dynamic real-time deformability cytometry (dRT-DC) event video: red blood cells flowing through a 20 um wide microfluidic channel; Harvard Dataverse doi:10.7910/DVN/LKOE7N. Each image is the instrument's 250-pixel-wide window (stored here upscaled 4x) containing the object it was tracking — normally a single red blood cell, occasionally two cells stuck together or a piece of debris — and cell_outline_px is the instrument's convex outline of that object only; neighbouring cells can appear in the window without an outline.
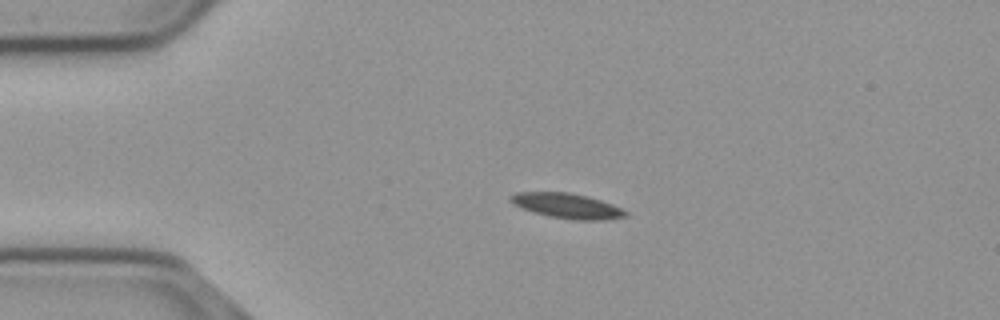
{"species": "common noctule bat (a hibernating species)", "species_latin": "Nyctalus noctula", "temperature_condition": "cold", "stored_images_in_passage": 45, "camera_frame_rate_fps": 3000, "um_per_image_px": 0.085, "animal": {"sex": "male", "body_mass_g": 23.1, "forearm_length_mm": 52.7}, "frame": {"image": 1, "passage_image": 1, "time_ms": 0.0, "image_size_px": [1000, 320], "cell_outline_px": [[628, 216], [604, 220], [572, 220], [548, 216], [532, 212], [512, 204], [508, 200], [508, 196], [516, 192], [568, 192], [588, 196], [612, 204], [628, 212]], "centroid_in_image_um": [48.16, 17.49], "position_along_channel_um": 36.8, "area_um2": 16.99}}
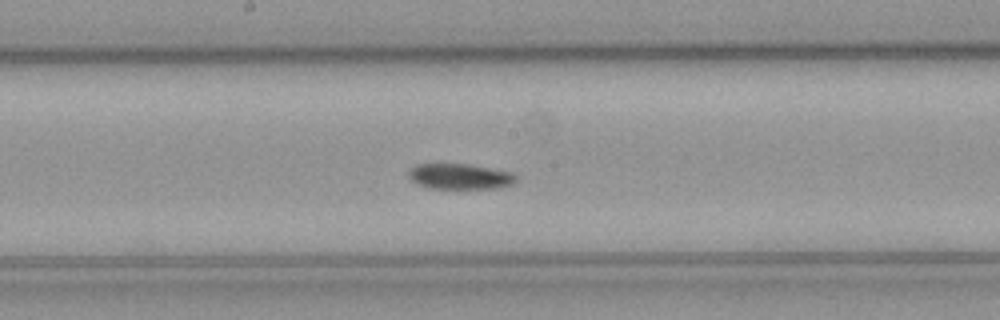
{"frame": {"image": 2, "passage_image": 18, "time_ms": 5.667, "image_size_px": [1000, 320], "cell_outline_px": [[516, 180], [512, 184], [500, 188], [428, 188], [412, 180], [408, 176], [408, 172], [416, 164], [468, 164], [512, 172], [516, 176]], "centroid_in_image_um": [39.11, 14.99], "position_along_channel_um": 209.1, "area_um2": 15.84}}
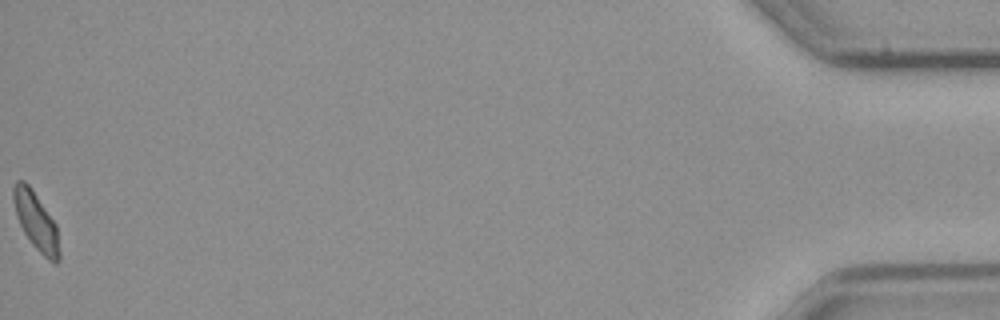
{"frame": {"image": 3, "passage_image": 45, "time_ms": 14.667, "image_size_px": [1000, 320], "cell_outline_px": [[60, 260], [56, 264], [48, 260], [32, 244], [24, 232], [16, 216], [12, 200], [12, 188], [16, 180], [24, 180], [32, 188], [56, 224], [60, 252]], "centroid_in_image_um": [3.05, 18.78], "position_along_channel_um": 432.1, "area_um2": 15.61}, "authors_computed_cell_mechanics": {"area_um2": 16.4152, "velocity_mm_per_s": 3.672, "shape_relaxation_time_tau1_ms": null, "shape_relaxation_time_tau2_ms": 10.1541, "deformation_change_tau1": null, "deformation_change_tau2": 0.1227}}